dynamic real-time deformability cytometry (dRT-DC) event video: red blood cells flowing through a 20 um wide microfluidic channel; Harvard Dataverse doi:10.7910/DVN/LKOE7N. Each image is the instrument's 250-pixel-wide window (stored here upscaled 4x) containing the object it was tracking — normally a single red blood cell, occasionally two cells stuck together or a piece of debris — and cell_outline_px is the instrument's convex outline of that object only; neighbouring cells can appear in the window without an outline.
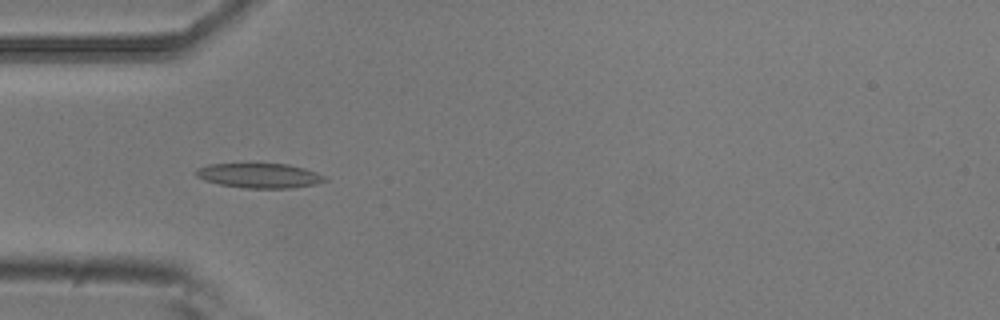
{"species": "common noctule bat (a hibernating species)", "species_latin": "Nyctalus noctula", "temperature_condition": "room temperature", "stored_images_in_passage": 10, "camera_frame_rate_fps": 3000, "um_per_image_px": 0.085, "animal": {"sex": "male", "body_mass_g": 20.5, "forearm_length_mm": 52.5}, "frame": {"image": 1, "passage_image": 4, "time_ms": 1.0, "image_size_px": [1000, 320], "cell_outline_px": [[328, 180], [316, 184], [292, 188], [244, 188], [220, 184], [204, 180], [196, 176], [196, 168], [208, 164], [288, 164], [304, 168], [316, 172], [324, 176]], "centroid_in_image_um": [22.05, 14.93], "position_along_channel_um": 62.9, "area_um2": 18.5}}
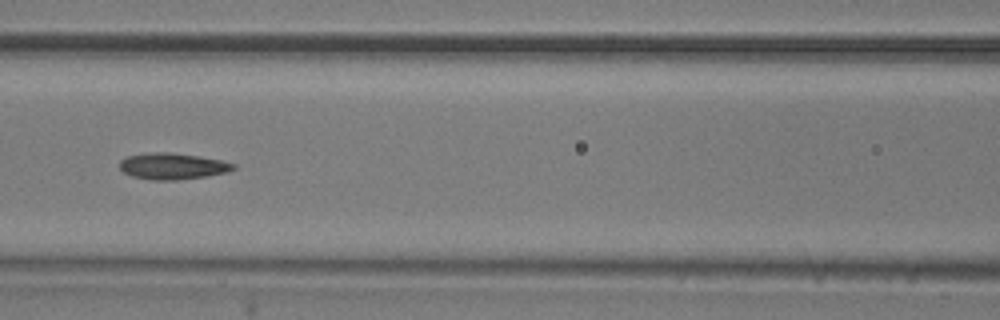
{"frame": {"image": 2, "passage_image": 6, "time_ms": 1.667, "image_size_px": [1000, 320], "cell_outline_px": [[236, 168], [228, 172], [208, 176], [180, 180], [152, 180], [132, 176], [124, 172], [120, 168], [120, 160], [128, 156], [152, 152], [168, 152], [200, 156], [220, 160], [236, 164]], "centroid_in_image_um": [14.7, 14.13], "position_along_channel_um": 151.9, "area_um2": 17.51}}
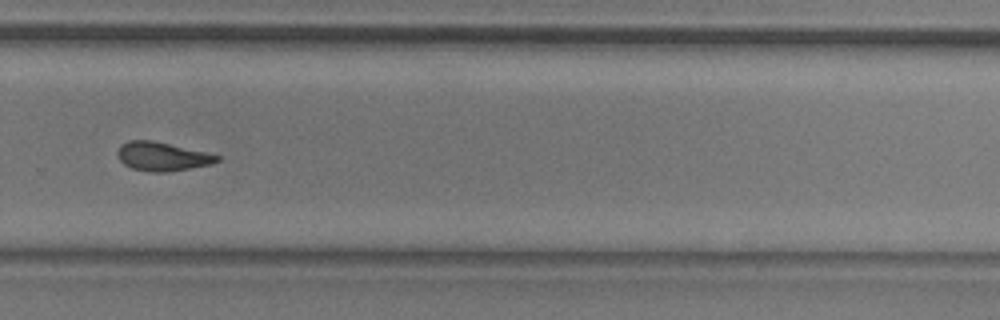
{"frame": {"image": 3, "passage_image": 10, "time_ms": 3.0, "image_size_px": [1000, 320], "cell_outline_px": [[220, 160], [212, 164], [168, 172], [152, 172], [132, 168], [124, 164], [120, 160], [116, 152], [120, 144], [128, 140], [152, 140], [204, 152], [220, 156]], "centroid_in_image_um": [13.75, 13.3], "position_along_channel_um": 316.0, "area_um2": 16.59}}